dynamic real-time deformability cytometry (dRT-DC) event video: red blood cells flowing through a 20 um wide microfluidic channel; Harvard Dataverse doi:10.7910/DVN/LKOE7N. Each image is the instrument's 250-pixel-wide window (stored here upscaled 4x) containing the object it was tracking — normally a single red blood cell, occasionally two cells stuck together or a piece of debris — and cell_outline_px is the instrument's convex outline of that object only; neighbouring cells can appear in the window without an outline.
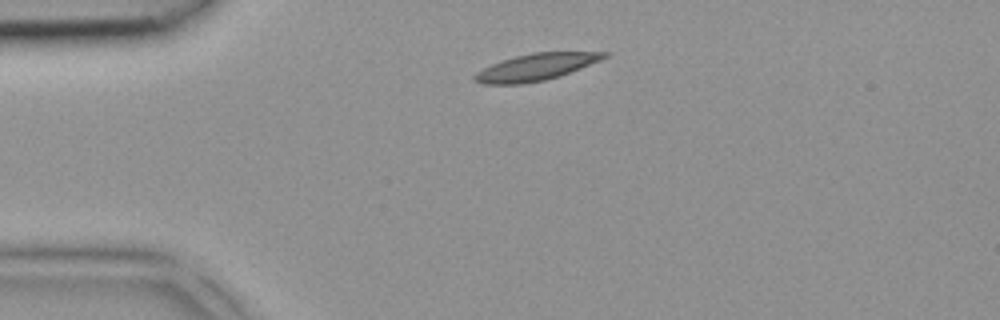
{"species": "common noctule bat (a hibernating species)", "species_latin": "Nyctalus noctula", "temperature_condition": "room temperature", "stored_images_in_passage": 4, "camera_frame_rate_fps": 3000, "um_per_image_px": 0.085, "animal": {"sex": "female", "body_mass_g": 18.4}, "frame": {"image": 1, "passage_image": 1, "time_ms": 0.0, "image_size_px": [1000, 320], "cell_outline_px": [[612, 52], [608, 56], [600, 60], [560, 76], [544, 80], [524, 84], [484, 84], [472, 80], [472, 76], [476, 72], [492, 64], [516, 56], [532, 52]], "centroid_in_image_um": [45.54, 5.71], "position_along_channel_um": 39.5, "area_um2": 20.11}}
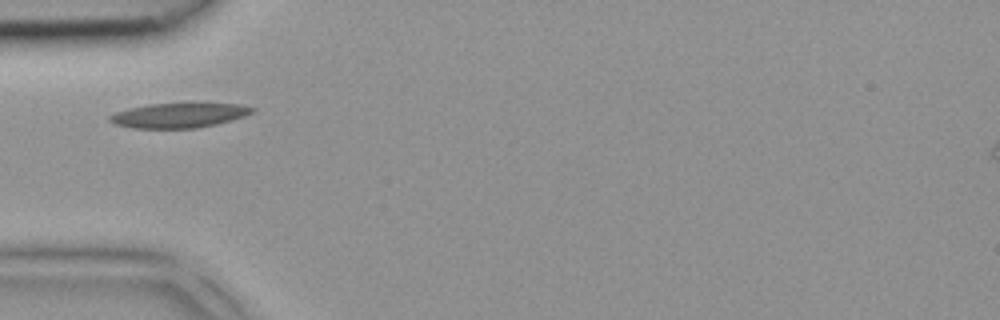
{"frame": {"image": 2, "passage_image": 2, "time_ms": 0.333, "image_size_px": [1000, 320], "cell_outline_px": [[256, 108], [252, 112], [244, 116], [232, 120], [216, 124], [196, 128], [132, 128], [116, 124], [108, 120], [108, 116], [116, 112], [128, 108], [148, 104], [240, 104]], "centroid_in_image_um": [15.18, 9.81], "position_along_channel_um": 69.8, "area_um2": 20.29}}